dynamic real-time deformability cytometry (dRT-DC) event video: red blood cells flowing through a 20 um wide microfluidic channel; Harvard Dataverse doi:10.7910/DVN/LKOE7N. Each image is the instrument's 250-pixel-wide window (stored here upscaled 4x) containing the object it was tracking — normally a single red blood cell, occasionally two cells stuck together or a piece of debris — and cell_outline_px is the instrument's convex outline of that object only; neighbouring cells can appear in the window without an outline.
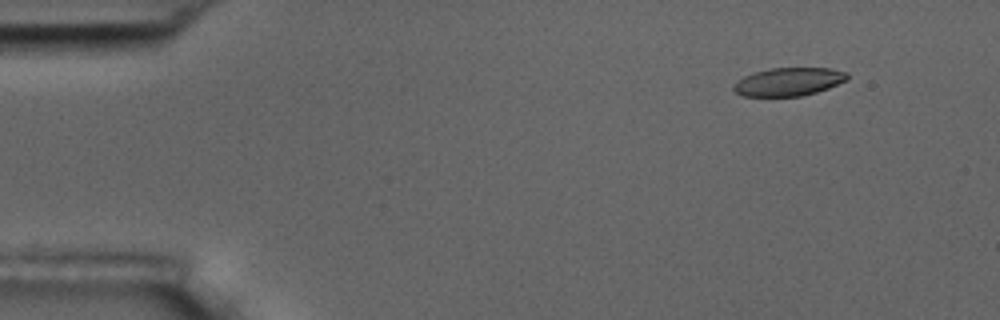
{"species": "common noctule bat (a hibernating species)", "species_latin": "Nyctalus noctula", "temperature_condition": "room temperature", "stored_images_in_passage": 5, "camera_frame_rate_fps": 3000, "um_per_image_px": 0.085, "animal": {"sex": "male", "body_mass_g": 17.5, "forearm_length_mm": 52.3}, "frame": {"image": 1, "passage_image": 2, "time_ms": 1.333, "image_size_px": [1000, 320], "cell_outline_px": [[848, 80], [828, 88], [816, 92], [800, 96], [744, 96], [736, 92], [732, 88], [736, 80], [744, 76], [756, 72], [772, 68], [828, 68], [848, 72]], "centroid_in_image_um": [67.04, 6.95], "position_along_channel_um": 18.0, "area_um2": 18.61}}
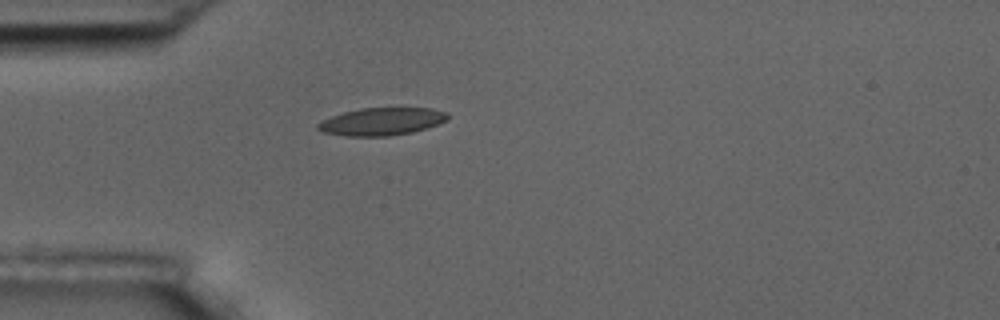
{"frame": {"image": 2, "passage_image": 5, "time_ms": 4.667, "image_size_px": [1000, 320], "cell_outline_px": [[448, 120], [428, 128], [412, 132], [388, 136], [344, 136], [324, 132], [316, 128], [316, 124], [332, 116], [344, 112], [360, 108], [432, 108], [448, 112]], "centroid_in_image_um": [32.48, 10.33], "position_along_channel_um": 52.5, "area_um2": 20.92}}